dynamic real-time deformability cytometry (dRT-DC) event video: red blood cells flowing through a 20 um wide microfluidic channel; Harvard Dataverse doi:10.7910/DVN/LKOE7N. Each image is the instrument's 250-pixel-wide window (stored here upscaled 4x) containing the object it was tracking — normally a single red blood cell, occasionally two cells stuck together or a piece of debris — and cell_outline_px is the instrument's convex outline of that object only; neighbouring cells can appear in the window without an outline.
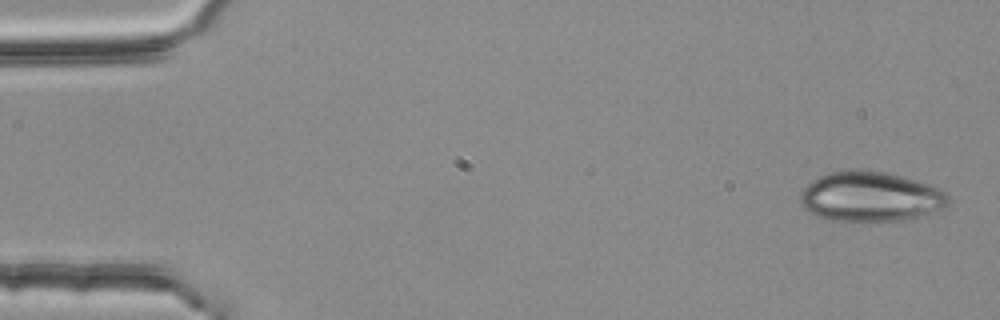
{"species": "common noctule bat (a hibernating species)", "species_latin": "Nyctalus noctula", "temperature_condition": "room temperature", "stored_images_in_passage": 4, "camera_frame_rate_fps": 3000, "um_per_image_px": 0.085, "animal": {"sex": "female", "body_mass_g": 25.1}, "frame": {"image": 1, "passage_image": 1, "time_ms": 0.0, "image_size_px": [1000, 320], "cell_outline_px": [[952, 200], [948, 204], [940, 208], [904, 220], [872, 224], [828, 220], [816, 216], [808, 212], [800, 204], [800, 192], [812, 180], [828, 172], [848, 168], [864, 168], [904, 176], [932, 184], [940, 188]], "centroid_in_image_um": [73.94, 16.72], "position_along_channel_um": 11.1, "area_um2": 44.45}}